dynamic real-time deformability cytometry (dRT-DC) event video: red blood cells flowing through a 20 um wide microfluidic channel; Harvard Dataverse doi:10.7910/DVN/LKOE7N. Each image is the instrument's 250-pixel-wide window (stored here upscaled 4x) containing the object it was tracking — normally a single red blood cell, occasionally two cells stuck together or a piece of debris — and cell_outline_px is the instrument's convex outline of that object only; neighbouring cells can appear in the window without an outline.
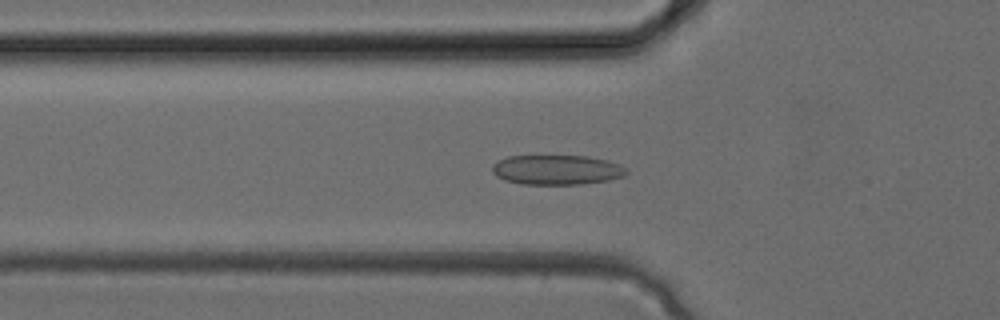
{"species": "common noctule bat (a hibernating species)", "species_latin": "Nyctalus noctula", "temperature_condition": "cold", "stored_images_in_passage": 32, "camera_frame_rate_fps": 3000, "um_per_image_px": 0.085, "animal": {"sex": "female", "body_mass_g": 24.6, "forearm_length_mm": 56.2}, "frame": {"image": 1, "passage_image": 12, "time_ms": 3.667, "image_size_px": [1000, 320], "cell_outline_px": [[628, 172], [624, 176], [608, 180], [580, 184], [520, 184], [504, 180], [496, 176], [492, 172], [492, 164], [508, 156], [588, 156], [608, 160], [620, 164]], "centroid_in_image_um": [47.31, 14.43], "position_along_channel_um": 78.5, "area_um2": 23.29}}
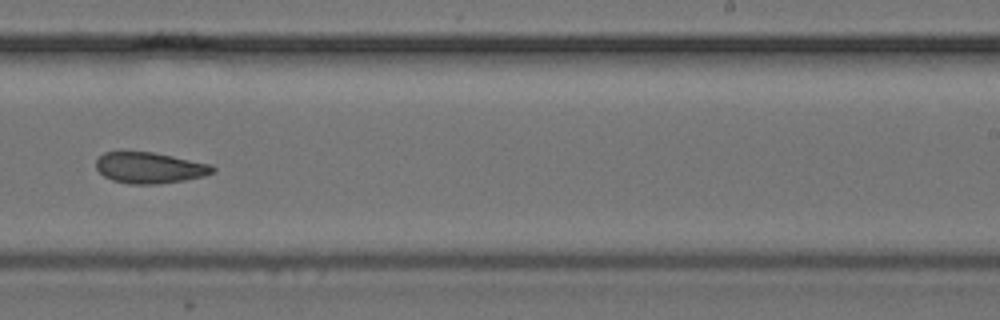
{"frame": {"image": 2, "passage_image": 22, "time_ms": 7.0, "image_size_px": [1000, 320], "cell_outline_px": [[216, 172], [204, 176], [184, 180], [156, 184], [128, 184], [112, 180], [104, 176], [96, 168], [96, 160], [104, 152], [152, 152], [212, 164], [216, 168]], "centroid_in_image_um": [12.75, 14.27], "position_along_channel_um": 276.3, "area_um2": 21.1}}
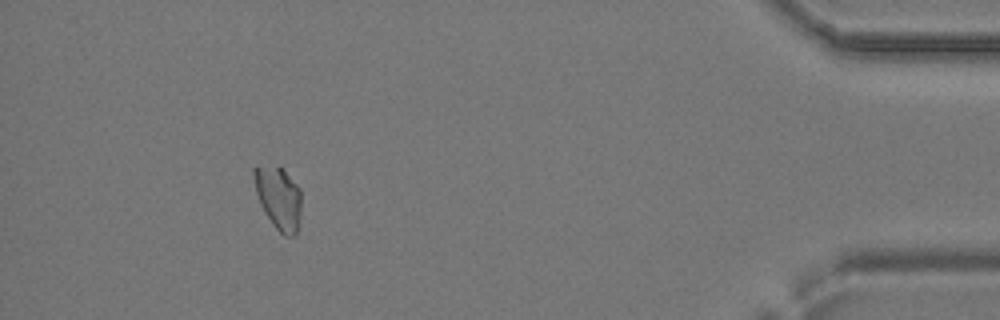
{"frame": {"image": 3, "passage_image": 32, "time_ms": 10.333, "image_size_px": [1000, 320], "cell_outline_px": [[300, 216], [296, 232], [292, 236], [284, 236], [272, 224], [264, 212], [260, 204], [256, 192], [252, 172], [252, 168], [280, 168], [300, 188]], "centroid_in_image_um": [23.67, 16.89], "position_along_channel_um": 411.5, "area_um2": 16.7}}